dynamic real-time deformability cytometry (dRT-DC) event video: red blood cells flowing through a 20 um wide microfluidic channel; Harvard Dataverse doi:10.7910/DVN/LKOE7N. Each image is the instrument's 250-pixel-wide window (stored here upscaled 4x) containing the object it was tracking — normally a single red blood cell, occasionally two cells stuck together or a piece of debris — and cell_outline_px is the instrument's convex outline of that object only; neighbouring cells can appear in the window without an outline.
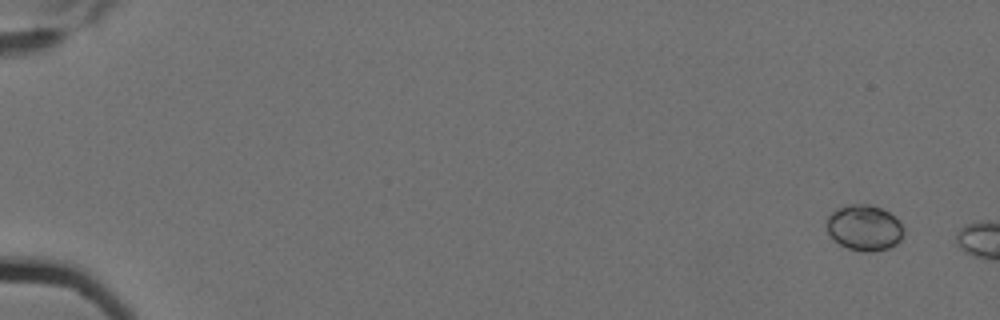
{"species": "Egyptian fruit bat (a non-hibernating species)", "species_latin": "Rousettus aegyptiacus", "temperature_condition": "cold", "stored_images_in_passage": 3, "camera_frame_rate_fps": 3000, "um_per_image_px": 0.085, "animal": {"sex": "female"}, "frame": {"image": 1, "passage_image": 1, "time_ms": 0.0, "image_size_px": [1000, 320], "cell_outline_px": [[904, 232], [900, 240], [896, 244], [888, 248], [872, 252], [864, 252], [848, 248], [832, 240], [824, 224], [828, 216], [832, 212], [848, 204], [868, 204], [880, 208], [888, 212], [904, 228]], "centroid_in_image_um": [73.42, 19.37], "position_along_channel_um": 11.6, "area_um2": 20.52}}